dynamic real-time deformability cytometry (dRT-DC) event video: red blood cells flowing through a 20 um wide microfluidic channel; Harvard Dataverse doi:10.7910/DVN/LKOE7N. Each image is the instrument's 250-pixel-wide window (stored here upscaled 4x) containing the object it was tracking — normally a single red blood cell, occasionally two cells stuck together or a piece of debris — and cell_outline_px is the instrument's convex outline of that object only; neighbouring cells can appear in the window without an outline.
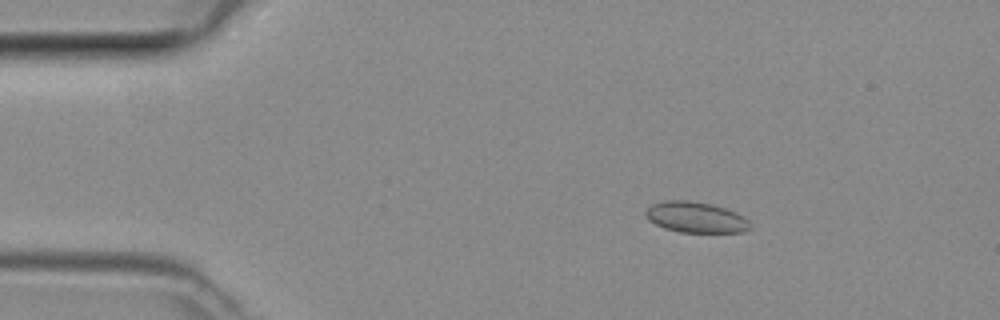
{"species": "common noctule bat (a hibernating species)", "species_latin": "Nyctalus noctula", "temperature_condition": "room temperature", "stored_images_in_passage": 5, "camera_frame_rate_fps": 3000, "um_per_image_px": 0.085, "animal": {"sex": "female", "body_mass_g": 29.2, "forearm_length_mm": 56.3}, "frame": {"image": 1, "passage_image": 2, "time_ms": 0.333, "image_size_px": [1000, 320], "cell_outline_px": [[752, 228], [740, 232], [680, 232], [664, 228], [648, 220], [644, 212], [652, 204], [664, 200], [688, 200], [712, 204], [736, 212], [744, 216], [752, 224]], "centroid_in_image_um": [59.15, 18.46], "position_along_channel_um": 25.9, "area_um2": 18.84}}